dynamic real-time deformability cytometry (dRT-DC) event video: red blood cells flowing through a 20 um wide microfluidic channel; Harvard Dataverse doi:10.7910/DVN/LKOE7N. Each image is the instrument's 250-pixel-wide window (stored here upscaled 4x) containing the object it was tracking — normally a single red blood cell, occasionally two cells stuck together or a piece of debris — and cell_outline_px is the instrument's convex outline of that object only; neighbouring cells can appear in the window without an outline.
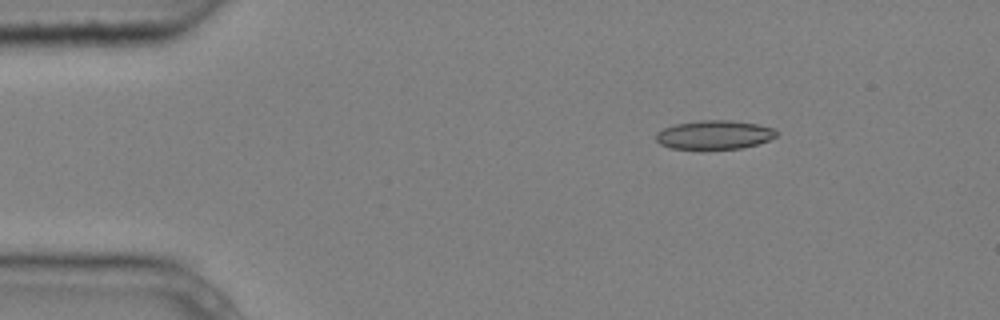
{"species": "common noctule bat (a hibernating species)", "species_latin": "Nyctalus noctula", "temperature_condition": "cold", "stored_images_in_passage": 4, "camera_frame_rate_fps": 3000, "um_per_image_px": 0.085, "animal": {"sex": "male", "body_mass_g": 20.4}, "frame": {"image": 1, "passage_image": 2, "time_ms": 0.333, "image_size_px": [1000, 320], "cell_outline_px": [[776, 136], [768, 140], [756, 144], [740, 148], [672, 148], [660, 144], [656, 140], [656, 132], [664, 128], [676, 124], [700, 120], [732, 120], [760, 124], [772, 128], [776, 132]], "centroid_in_image_um": [60.71, 11.44], "position_along_channel_um": 24.3, "area_um2": 19.94}}